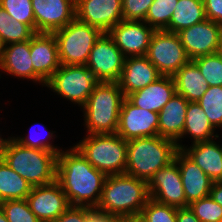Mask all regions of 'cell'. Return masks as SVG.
Masks as SVG:
<instances>
[{
	"label": "cell",
	"mask_w": 222,
	"mask_h": 222,
	"mask_svg": "<svg viewBox=\"0 0 222 222\" xmlns=\"http://www.w3.org/2000/svg\"><path fill=\"white\" fill-rule=\"evenodd\" d=\"M106 178L107 175L94 168L74 145L58 154L56 181L71 206L96 209Z\"/></svg>",
	"instance_id": "6da1fadb"
},
{
	"label": "cell",
	"mask_w": 222,
	"mask_h": 222,
	"mask_svg": "<svg viewBox=\"0 0 222 222\" xmlns=\"http://www.w3.org/2000/svg\"><path fill=\"white\" fill-rule=\"evenodd\" d=\"M150 199L148 182L127 174L108 175L96 211L118 217L142 212Z\"/></svg>",
	"instance_id": "7a4b0ae2"
},
{
	"label": "cell",
	"mask_w": 222,
	"mask_h": 222,
	"mask_svg": "<svg viewBox=\"0 0 222 222\" xmlns=\"http://www.w3.org/2000/svg\"><path fill=\"white\" fill-rule=\"evenodd\" d=\"M178 148L174 141L159 135L127 141V165L125 174L149 180L174 160Z\"/></svg>",
	"instance_id": "3957f363"
},
{
	"label": "cell",
	"mask_w": 222,
	"mask_h": 222,
	"mask_svg": "<svg viewBox=\"0 0 222 222\" xmlns=\"http://www.w3.org/2000/svg\"><path fill=\"white\" fill-rule=\"evenodd\" d=\"M57 159L58 154L23 146L13 137L9 138L4 153L7 165L32 187L56 181Z\"/></svg>",
	"instance_id": "277c9868"
},
{
	"label": "cell",
	"mask_w": 222,
	"mask_h": 222,
	"mask_svg": "<svg viewBox=\"0 0 222 222\" xmlns=\"http://www.w3.org/2000/svg\"><path fill=\"white\" fill-rule=\"evenodd\" d=\"M124 98L118 82H99L81 108L87 134L116 133Z\"/></svg>",
	"instance_id": "5b68a950"
},
{
	"label": "cell",
	"mask_w": 222,
	"mask_h": 222,
	"mask_svg": "<svg viewBox=\"0 0 222 222\" xmlns=\"http://www.w3.org/2000/svg\"><path fill=\"white\" fill-rule=\"evenodd\" d=\"M75 147L94 168L107 176L126 171L127 141L116 133L87 134Z\"/></svg>",
	"instance_id": "8992f818"
},
{
	"label": "cell",
	"mask_w": 222,
	"mask_h": 222,
	"mask_svg": "<svg viewBox=\"0 0 222 222\" xmlns=\"http://www.w3.org/2000/svg\"><path fill=\"white\" fill-rule=\"evenodd\" d=\"M103 32L76 17L65 27L55 31L61 65H86L89 54Z\"/></svg>",
	"instance_id": "52a82bcc"
},
{
	"label": "cell",
	"mask_w": 222,
	"mask_h": 222,
	"mask_svg": "<svg viewBox=\"0 0 222 222\" xmlns=\"http://www.w3.org/2000/svg\"><path fill=\"white\" fill-rule=\"evenodd\" d=\"M98 83L86 65H60L45 86L82 108Z\"/></svg>",
	"instance_id": "ba28073f"
},
{
	"label": "cell",
	"mask_w": 222,
	"mask_h": 222,
	"mask_svg": "<svg viewBox=\"0 0 222 222\" xmlns=\"http://www.w3.org/2000/svg\"><path fill=\"white\" fill-rule=\"evenodd\" d=\"M146 57L163 76H173L190 61L177 33L155 30Z\"/></svg>",
	"instance_id": "9c48e42d"
},
{
	"label": "cell",
	"mask_w": 222,
	"mask_h": 222,
	"mask_svg": "<svg viewBox=\"0 0 222 222\" xmlns=\"http://www.w3.org/2000/svg\"><path fill=\"white\" fill-rule=\"evenodd\" d=\"M125 59L108 32H103L96 40L86 66L99 82H117Z\"/></svg>",
	"instance_id": "30bf717a"
},
{
	"label": "cell",
	"mask_w": 222,
	"mask_h": 222,
	"mask_svg": "<svg viewBox=\"0 0 222 222\" xmlns=\"http://www.w3.org/2000/svg\"><path fill=\"white\" fill-rule=\"evenodd\" d=\"M158 124V113L136 107L125 97L120 109L116 134L126 141L153 137L159 135Z\"/></svg>",
	"instance_id": "8fae6325"
},
{
	"label": "cell",
	"mask_w": 222,
	"mask_h": 222,
	"mask_svg": "<svg viewBox=\"0 0 222 222\" xmlns=\"http://www.w3.org/2000/svg\"><path fill=\"white\" fill-rule=\"evenodd\" d=\"M150 198L176 208H186V197L178 164L174 159L158 170L148 182Z\"/></svg>",
	"instance_id": "7c38bea8"
},
{
	"label": "cell",
	"mask_w": 222,
	"mask_h": 222,
	"mask_svg": "<svg viewBox=\"0 0 222 222\" xmlns=\"http://www.w3.org/2000/svg\"><path fill=\"white\" fill-rule=\"evenodd\" d=\"M190 58L217 53L222 41V25L209 19L177 33Z\"/></svg>",
	"instance_id": "4fadbf2b"
},
{
	"label": "cell",
	"mask_w": 222,
	"mask_h": 222,
	"mask_svg": "<svg viewBox=\"0 0 222 222\" xmlns=\"http://www.w3.org/2000/svg\"><path fill=\"white\" fill-rule=\"evenodd\" d=\"M155 29L144 21L122 20L108 34L125 57L146 56Z\"/></svg>",
	"instance_id": "5bb4252c"
},
{
	"label": "cell",
	"mask_w": 222,
	"mask_h": 222,
	"mask_svg": "<svg viewBox=\"0 0 222 222\" xmlns=\"http://www.w3.org/2000/svg\"><path fill=\"white\" fill-rule=\"evenodd\" d=\"M26 200L40 222H54L71 206L57 181L32 187Z\"/></svg>",
	"instance_id": "9a60e30c"
},
{
	"label": "cell",
	"mask_w": 222,
	"mask_h": 222,
	"mask_svg": "<svg viewBox=\"0 0 222 222\" xmlns=\"http://www.w3.org/2000/svg\"><path fill=\"white\" fill-rule=\"evenodd\" d=\"M76 0H31L35 33H54L75 17Z\"/></svg>",
	"instance_id": "2e32d148"
},
{
	"label": "cell",
	"mask_w": 222,
	"mask_h": 222,
	"mask_svg": "<svg viewBox=\"0 0 222 222\" xmlns=\"http://www.w3.org/2000/svg\"><path fill=\"white\" fill-rule=\"evenodd\" d=\"M76 18L109 32L123 20L122 0H76Z\"/></svg>",
	"instance_id": "e0dca14e"
},
{
	"label": "cell",
	"mask_w": 222,
	"mask_h": 222,
	"mask_svg": "<svg viewBox=\"0 0 222 222\" xmlns=\"http://www.w3.org/2000/svg\"><path fill=\"white\" fill-rule=\"evenodd\" d=\"M34 72L46 83L60 67L58 46L53 33H35L30 39Z\"/></svg>",
	"instance_id": "ac0fdd59"
},
{
	"label": "cell",
	"mask_w": 222,
	"mask_h": 222,
	"mask_svg": "<svg viewBox=\"0 0 222 222\" xmlns=\"http://www.w3.org/2000/svg\"><path fill=\"white\" fill-rule=\"evenodd\" d=\"M174 159L178 164L181 174V181L186 197V207L192 202L210 196L213 183L210 177L182 150H177Z\"/></svg>",
	"instance_id": "d6986e66"
},
{
	"label": "cell",
	"mask_w": 222,
	"mask_h": 222,
	"mask_svg": "<svg viewBox=\"0 0 222 222\" xmlns=\"http://www.w3.org/2000/svg\"><path fill=\"white\" fill-rule=\"evenodd\" d=\"M162 75L146 56L127 57L117 81L123 95L136 92L155 82Z\"/></svg>",
	"instance_id": "ffe728a7"
},
{
	"label": "cell",
	"mask_w": 222,
	"mask_h": 222,
	"mask_svg": "<svg viewBox=\"0 0 222 222\" xmlns=\"http://www.w3.org/2000/svg\"><path fill=\"white\" fill-rule=\"evenodd\" d=\"M0 70L16 78L30 79L46 85L34 72L30 57V40L6 45L0 58Z\"/></svg>",
	"instance_id": "44dd1931"
},
{
	"label": "cell",
	"mask_w": 222,
	"mask_h": 222,
	"mask_svg": "<svg viewBox=\"0 0 222 222\" xmlns=\"http://www.w3.org/2000/svg\"><path fill=\"white\" fill-rule=\"evenodd\" d=\"M189 101L182 95H175L164 105L158 113V134L163 138L174 141L181 150L183 144L179 143L184 130L185 117Z\"/></svg>",
	"instance_id": "7402d4cb"
},
{
	"label": "cell",
	"mask_w": 222,
	"mask_h": 222,
	"mask_svg": "<svg viewBox=\"0 0 222 222\" xmlns=\"http://www.w3.org/2000/svg\"><path fill=\"white\" fill-rule=\"evenodd\" d=\"M175 93L173 76L162 75L155 82L129 94L126 98L136 107L159 113Z\"/></svg>",
	"instance_id": "603a6c76"
},
{
	"label": "cell",
	"mask_w": 222,
	"mask_h": 222,
	"mask_svg": "<svg viewBox=\"0 0 222 222\" xmlns=\"http://www.w3.org/2000/svg\"><path fill=\"white\" fill-rule=\"evenodd\" d=\"M181 150L193 160L213 182H222V145L213 140L187 146Z\"/></svg>",
	"instance_id": "cb8c5ba5"
},
{
	"label": "cell",
	"mask_w": 222,
	"mask_h": 222,
	"mask_svg": "<svg viewBox=\"0 0 222 222\" xmlns=\"http://www.w3.org/2000/svg\"><path fill=\"white\" fill-rule=\"evenodd\" d=\"M173 78L176 93L184 96L189 102H197L209 88L206 79L192 60L184 64Z\"/></svg>",
	"instance_id": "d4e9b609"
},
{
	"label": "cell",
	"mask_w": 222,
	"mask_h": 222,
	"mask_svg": "<svg viewBox=\"0 0 222 222\" xmlns=\"http://www.w3.org/2000/svg\"><path fill=\"white\" fill-rule=\"evenodd\" d=\"M215 130L198 102H189L181 138L183 139L186 135H190L193 139L192 144L216 140L219 138V135L217 133L214 134Z\"/></svg>",
	"instance_id": "484cf974"
},
{
	"label": "cell",
	"mask_w": 222,
	"mask_h": 222,
	"mask_svg": "<svg viewBox=\"0 0 222 222\" xmlns=\"http://www.w3.org/2000/svg\"><path fill=\"white\" fill-rule=\"evenodd\" d=\"M206 19L203 0H178L169 25L164 30L178 33Z\"/></svg>",
	"instance_id": "4316f807"
},
{
	"label": "cell",
	"mask_w": 222,
	"mask_h": 222,
	"mask_svg": "<svg viewBox=\"0 0 222 222\" xmlns=\"http://www.w3.org/2000/svg\"><path fill=\"white\" fill-rule=\"evenodd\" d=\"M32 186L3 160L0 162V203L26 199Z\"/></svg>",
	"instance_id": "83f0119b"
},
{
	"label": "cell",
	"mask_w": 222,
	"mask_h": 222,
	"mask_svg": "<svg viewBox=\"0 0 222 222\" xmlns=\"http://www.w3.org/2000/svg\"><path fill=\"white\" fill-rule=\"evenodd\" d=\"M35 32L27 25L14 20L0 6V36L5 45L30 40Z\"/></svg>",
	"instance_id": "f1b7e54d"
},
{
	"label": "cell",
	"mask_w": 222,
	"mask_h": 222,
	"mask_svg": "<svg viewBox=\"0 0 222 222\" xmlns=\"http://www.w3.org/2000/svg\"><path fill=\"white\" fill-rule=\"evenodd\" d=\"M204 110L212 126L222 128V86H209L197 101Z\"/></svg>",
	"instance_id": "f546056e"
},
{
	"label": "cell",
	"mask_w": 222,
	"mask_h": 222,
	"mask_svg": "<svg viewBox=\"0 0 222 222\" xmlns=\"http://www.w3.org/2000/svg\"><path fill=\"white\" fill-rule=\"evenodd\" d=\"M178 0H153L144 22L155 30H164L170 22Z\"/></svg>",
	"instance_id": "4dcf8cb0"
},
{
	"label": "cell",
	"mask_w": 222,
	"mask_h": 222,
	"mask_svg": "<svg viewBox=\"0 0 222 222\" xmlns=\"http://www.w3.org/2000/svg\"><path fill=\"white\" fill-rule=\"evenodd\" d=\"M192 61L209 86H222V60L217 53L199 56Z\"/></svg>",
	"instance_id": "1f68e13d"
},
{
	"label": "cell",
	"mask_w": 222,
	"mask_h": 222,
	"mask_svg": "<svg viewBox=\"0 0 222 222\" xmlns=\"http://www.w3.org/2000/svg\"><path fill=\"white\" fill-rule=\"evenodd\" d=\"M0 6L14 20L27 24L35 32V19L31 0H0Z\"/></svg>",
	"instance_id": "d6a6232c"
},
{
	"label": "cell",
	"mask_w": 222,
	"mask_h": 222,
	"mask_svg": "<svg viewBox=\"0 0 222 222\" xmlns=\"http://www.w3.org/2000/svg\"><path fill=\"white\" fill-rule=\"evenodd\" d=\"M0 208L8 222H40L30 210L26 199L3 201L0 203Z\"/></svg>",
	"instance_id": "836d02e7"
},
{
	"label": "cell",
	"mask_w": 222,
	"mask_h": 222,
	"mask_svg": "<svg viewBox=\"0 0 222 222\" xmlns=\"http://www.w3.org/2000/svg\"><path fill=\"white\" fill-rule=\"evenodd\" d=\"M200 222H222V207L210 196L188 205Z\"/></svg>",
	"instance_id": "e575fe53"
},
{
	"label": "cell",
	"mask_w": 222,
	"mask_h": 222,
	"mask_svg": "<svg viewBox=\"0 0 222 222\" xmlns=\"http://www.w3.org/2000/svg\"><path fill=\"white\" fill-rule=\"evenodd\" d=\"M141 213L148 222H176L177 208L150 198Z\"/></svg>",
	"instance_id": "d590c367"
},
{
	"label": "cell",
	"mask_w": 222,
	"mask_h": 222,
	"mask_svg": "<svg viewBox=\"0 0 222 222\" xmlns=\"http://www.w3.org/2000/svg\"><path fill=\"white\" fill-rule=\"evenodd\" d=\"M153 0H122L123 20L144 21Z\"/></svg>",
	"instance_id": "8d00e7d4"
},
{
	"label": "cell",
	"mask_w": 222,
	"mask_h": 222,
	"mask_svg": "<svg viewBox=\"0 0 222 222\" xmlns=\"http://www.w3.org/2000/svg\"><path fill=\"white\" fill-rule=\"evenodd\" d=\"M43 128H44V125H42ZM53 134L54 132H50L46 135V138L47 140L49 139H53ZM33 136V135H32ZM26 136V137H13L19 144L23 145V146H26V147H30V148H33V149H39V150H47V151H51V152H54L56 154H59L62 150L57 148V146H54L52 145V142H49V141H45L44 139H36L34 138V136ZM38 137V136H37ZM45 138V137H43Z\"/></svg>",
	"instance_id": "74e56055"
},
{
	"label": "cell",
	"mask_w": 222,
	"mask_h": 222,
	"mask_svg": "<svg viewBox=\"0 0 222 222\" xmlns=\"http://www.w3.org/2000/svg\"><path fill=\"white\" fill-rule=\"evenodd\" d=\"M54 222H88V207L70 206Z\"/></svg>",
	"instance_id": "f35d334b"
},
{
	"label": "cell",
	"mask_w": 222,
	"mask_h": 222,
	"mask_svg": "<svg viewBox=\"0 0 222 222\" xmlns=\"http://www.w3.org/2000/svg\"><path fill=\"white\" fill-rule=\"evenodd\" d=\"M206 18L222 25V0H203Z\"/></svg>",
	"instance_id": "ab89813d"
},
{
	"label": "cell",
	"mask_w": 222,
	"mask_h": 222,
	"mask_svg": "<svg viewBox=\"0 0 222 222\" xmlns=\"http://www.w3.org/2000/svg\"><path fill=\"white\" fill-rule=\"evenodd\" d=\"M88 222H121V217L106 215L88 207Z\"/></svg>",
	"instance_id": "60d3db41"
},
{
	"label": "cell",
	"mask_w": 222,
	"mask_h": 222,
	"mask_svg": "<svg viewBox=\"0 0 222 222\" xmlns=\"http://www.w3.org/2000/svg\"><path fill=\"white\" fill-rule=\"evenodd\" d=\"M176 222H200L194 213L186 208H177Z\"/></svg>",
	"instance_id": "b9f144b4"
},
{
	"label": "cell",
	"mask_w": 222,
	"mask_h": 222,
	"mask_svg": "<svg viewBox=\"0 0 222 222\" xmlns=\"http://www.w3.org/2000/svg\"><path fill=\"white\" fill-rule=\"evenodd\" d=\"M210 197L222 207V182H213Z\"/></svg>",
	"instance_id": "7bdbcfd3"
},
{
	"label": "cell",
	"mask_w": 222,
	"mask_h": 222,
	"mask_svg": "<svg viewBox=\"0 0 222 222\" xmlns=\"http://www.w3.org/2000/svg\"><path fill=\"white\" fill-rule=\"evenodd\" d=\"M121 222H148L142 213L121 217Z\"/></svg>",
	"instance_id": "ee69618b"
},
{
	"label": "cell",
	"mask_w": 222,
	"mask_h": 222,
	"mask_svg": "<svg viewBox=\"0 0 222 222\" xmlns=\"http://www.w3.org/2000/svg\"><path fill=\"white\" fill-rule=\"evenodd\" d=\"M8 140L9 137L7 139H3L0 135V162L4 160V153Z\"/></svg>",
	"instance_id": "f6af8a7d"
},
{
	"label": "cell",
	"mask_w": 222,
	"mask_h": 222,
	"mask_svg": "<svg viewBox=\"0 0 222 222\" xmlns=\"http://www.w3.org/2000/svg\"><path fill=\"white\" fill-rule=\"evenodd\" d=\"M5 46H6V45H5V43L3 42L2 37L0 36V58H1L2 54H3V51H4Z\"/></svg>",
	"instance_id": "bcb514c9"
},
{
	"label": "cell",
	"mask_w": 222,
	"mask_h": 222,
	"mask_svg": "<svg viewBox=\"0 0 222 222\" xmlns=\"http://www.w3.org/2000/svg\"><path fill=\"white\" fill-rule=\"evenodd\" d=\"M0 222H8L7 217L5 216L1 208H0Z\"/></svg>",
	"instance_id": "7dc6e473"
},
{
	"label": "cell",
	"mask_w": 222,
	"mask_h": 222,
	"mask_svg": "<svg viewBox=\"0 0 222 222\" xmlns=\"http://www.w3.org/2000/svg\"><path fill=\"white\" fill-rule=\"evenodd\" d=\"M217 54L220 56L221 60H222V41H221V44L217 50Z\"/></svg>",
	"instance_id": "c3c4849f"
}]
</instances>
